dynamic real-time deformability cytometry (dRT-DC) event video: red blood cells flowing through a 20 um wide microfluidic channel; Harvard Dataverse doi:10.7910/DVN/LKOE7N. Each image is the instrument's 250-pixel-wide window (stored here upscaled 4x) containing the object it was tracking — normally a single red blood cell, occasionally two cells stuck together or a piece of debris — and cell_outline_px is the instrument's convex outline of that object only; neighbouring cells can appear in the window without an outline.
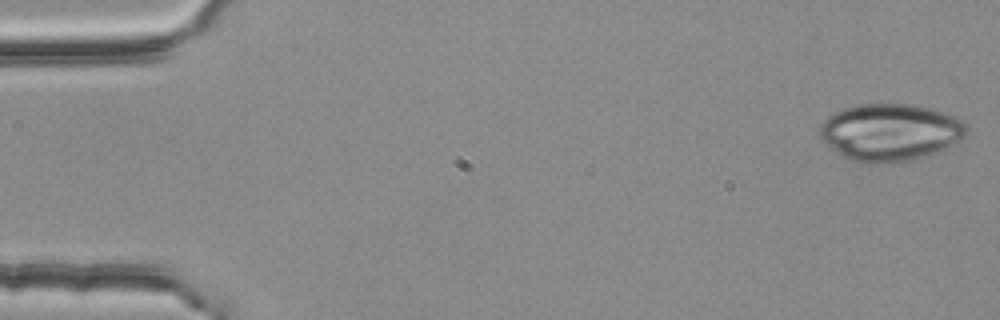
{"species": "common noctule bat (a hibernating species)", "species_latin": "Nyctalus noctula", "temperature_condition": "room temperature", "stored_images_in_passage": 4, "camera_frame_rate_fps": 3000, "um_per_image_px": 0.085, "animal": {"sex": "female", "body_mass_g": 25.1}, "frame": {"image": 1, "passage_image": 1, "time_ms": 0.0, "image_size_px": [1000, 320], "cell_outline_px": [[968, 132], [964, 136], [944, 148], [924, 156], [912, 160], [876, 164], [868, 164], [852, 160], [836, 152], [820, 140], [820, 128], [824, 120], [828, 116], [844, 108], [860, 104], [912, 104], [932, 108], [956, 116], [968, 128]], "centroid_in_image_um": [75.64, 11.24], "position_along_channel_um": 9.4, "area_um2": 48.73}}